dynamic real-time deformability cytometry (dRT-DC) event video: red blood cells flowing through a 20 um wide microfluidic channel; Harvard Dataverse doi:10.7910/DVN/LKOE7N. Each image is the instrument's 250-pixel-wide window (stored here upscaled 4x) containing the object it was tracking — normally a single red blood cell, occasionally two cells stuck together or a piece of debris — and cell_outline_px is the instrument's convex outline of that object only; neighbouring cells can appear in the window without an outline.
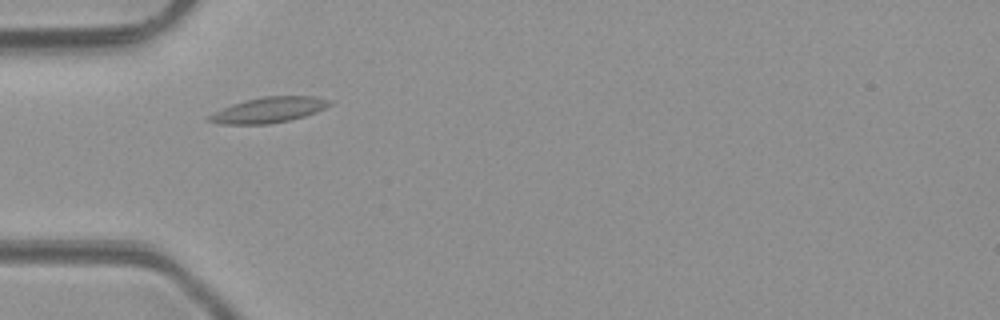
{"species": "common noctule bat (a hibernating species)", "species_latin": "Nyctalus noctula", "temperature_condition": "room temperature", "stored_images_in_passage": 1, "camera_frame_rate_fps": 3000, "um_per_image_px": 0.085, "animal": {"sex": "male", "body_mass_g": 23.1, "forearm_length_mm": 52.7}, "frame": {"image": 1, "passage_image": 1, "time_ms": 0.0, "image_size_px": [1000, 320], "cell_outline_px": [[332, 104], [316, 112], [304, 116], [288, 120], [268, 124], [220, 124], [204, 120], [208, 116], [232, 104], [244, 100], [264, 96], [316, 96], [332, 100]], "centroid_in_image_um": [22.85, 9.34], "position_along_channel_um": 62.1, "area_um2": 17.86}}